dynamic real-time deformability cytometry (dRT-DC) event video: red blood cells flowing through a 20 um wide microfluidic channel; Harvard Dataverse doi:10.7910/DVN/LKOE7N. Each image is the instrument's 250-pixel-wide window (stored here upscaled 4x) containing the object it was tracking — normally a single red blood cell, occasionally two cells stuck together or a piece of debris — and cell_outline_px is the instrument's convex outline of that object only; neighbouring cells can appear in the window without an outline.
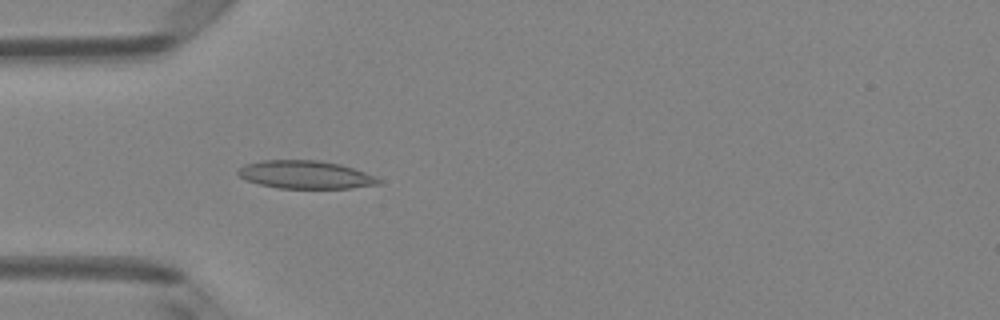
{"species": "Egyptian fruit bat (a non-hibernating species)", "species_latin": "Rousettus aegyptiacus", "temperature_condition": "room temperature", "stored_images_in_passage": 48, "camera_frame_rate_fps": 3000, "um_per_image_px": 0.085, "animal": {"sex": "female"}, "frame": {"image": 1, "passage_image": 14, "time_ms": 4.333, "image_size_px": [1000, 320], "cell_outline_px": [[380, 184], [352, 188], [280, 188], [260, 184], [248, 180], [240, 176], [236, 172], [244, 164], [260, 160], [316, 160], [340, 164], [376, 176], [380, 180]], "centroid_in_image_um": [25.96, 14.84], "position_along_channel_um": 59.0, "area_um2": 22.77}}
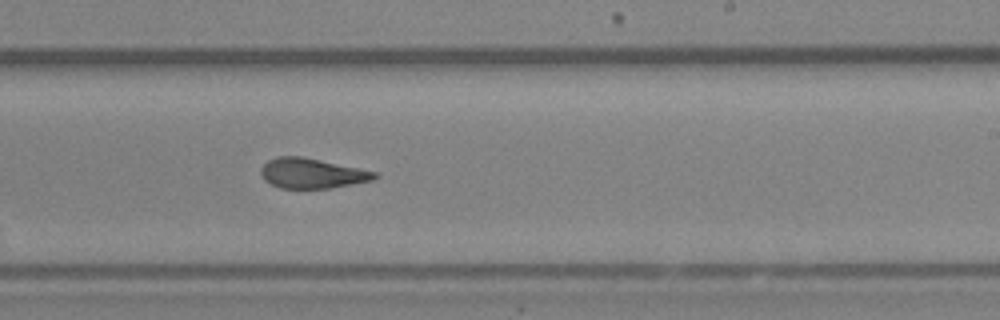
{"frame": {"image": 2, "passage_image": 29, "time_ms": 9.333, "image_size_px": [1000, 320], "cell_outline_px": [[380, 176], [372, 180], [332, 188], [280, 188], [264, 180], [260, 176], [260, 168], [268, 160], [276, 156], [300, 156], [376, 172]], "centroid_in_image_um": [26.47, 14.73], "position_along_channel_um": 262.5, "area_um2": 19.77}}
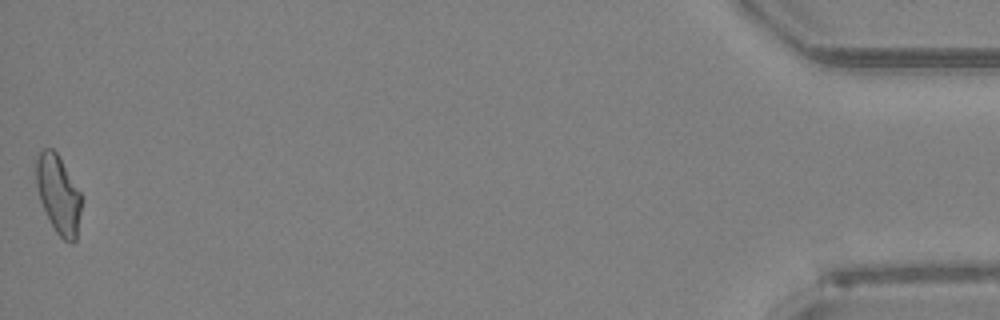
{"frame": {"image": 3, "passage_image": 48, "time_ms": 15.667, "image_size_px": [1000, 320], "cell_outline_px": [[84, 200], [76, 240], [72, 244], [64, 240], [56, 232], [40, 200], [36, 184], [32, 160], [44, 148], [52, 148], [56, 152], [80, 192]], "centroid_in_image_um": [4.95, 16.5], "position_along_channel_um": 430.2, "area_um2": 21.1}, "authors_computed_cell_mechanics": {"area_um2": 20.808, "velocity_mm_per_s": 4.1398, "shape_relaxation_time_tau1_ms": 7.2793, "shape_relaxation_time_tau2_ms": 2.0195, "deformation_change_tau1": 0.1939, "deformation_change_tau2": 0.0968}}